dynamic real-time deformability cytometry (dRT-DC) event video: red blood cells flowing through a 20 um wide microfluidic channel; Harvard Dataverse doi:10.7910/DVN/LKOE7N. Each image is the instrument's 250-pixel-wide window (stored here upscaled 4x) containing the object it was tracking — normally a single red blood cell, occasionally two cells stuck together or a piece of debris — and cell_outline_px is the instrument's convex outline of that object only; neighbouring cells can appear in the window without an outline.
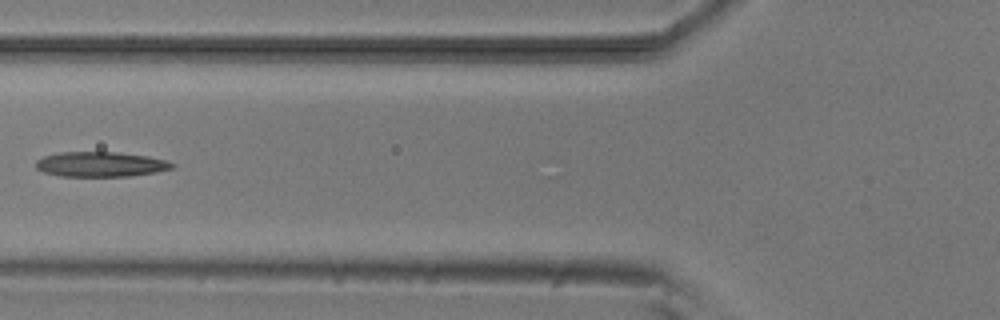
{"species": "common noctule bat (a hibernating species)", "species_latin": "Nyctalus noctula", "temperature_condition": "room temperature", "stored_images_in_passage": 7, "camera_frame_rate_fps": 3000, "um_per_image_px": 0.085, "animal": {"sex": "male", "body_mass_g": 20.5, "forearm_length_mm": 52.5}, "frame": {"image": 1, "passage_image": 7, "time_ms": 7.0, "image_size_px": [1000, 320], "cell_outline_px": [[176, 168], [156, 172], [128, 176], [60, 176], [44, 172], [36, 168], [36, 160], [44, 156], [60, 152], [116, 152], [148, 156], [164, 160], [176, 164]], "centroid_in_image_um": [8.57, 13.96], "position_along_channel_um": 117.2, "area_um2": 19.83}}